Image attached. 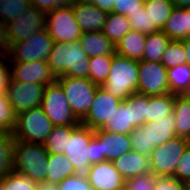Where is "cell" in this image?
<instances>
[{"label":"cell","instance_id":"cell-1","mask_svg":"<svg viewBox=\"0 0 190 190\" xmlns=\"http://www.w3.org/2000/svg\"><path fill=\"white\" fill-rule=\"evenodd\" d=\"M47 64L55 77L88 78L89 57L78 40L54 42Z\"/></svg>","mask_w":190,"mask_h":190},{"label":"cell","instance_id":"cell-2","mask_svg":"<svg viewBox=\"0 0 190 190\" xmlns=\"http://www.w3.org/2000/svg\"><path fill=\"white\" fill-rule=\"evenodd\" d=\"M48 155L43 144L15 140L14 171L35 183L46 182Z\"/></svg>","mask_w":190,"mask_h":190},{"label":"cell","instance_id":"cell-3","mask_svg":"<svg viewBox=\"0 0 190 190\" xmlns=\"http://www.w3.org/2000/svg\"><path fill=\"white\" fill-rule=\"evenodd\" d=\"M138 61L114 53L106 82L101 86L121 101L137 93Z\"/></svg>","mask_w":190,"mask_h":190},{"label":"cell","instance_id":"cell-4","mask_svg":"<svg viewBox=\"0 0 190 190\" xmlns=\"http://www.w3.org/2000/svg\"><path fill=\"white\" fill-rule=\"evenodd\" d=\"M53 127L52 121L39 106L17 114L12 134L16 140L43 144Z\"/></svg>","mask_w":190,"mask_h":190},{"label":"cell","instance_id":"cell-5","mask_svg":"<svg viewBox=\"0 0 190 190\" xmlns=\"http://www.w3.org/2000/svg\"><path fill=\"white\" fill-rule=\"evenodd\" d=\"M56 81L63 88L73 113L81 121L89 112L99 86L89 78L58 76Z\"/></svg>","mask_w":190,"mask_h":190},{"label":"cell","instance_id":"cell-6","mask_svg":"<svg viewBox=\"0 0 190 190\" xmlns=\"http://www.w3.org/2000/svg\"><path fill=\"white\" fill-rule=\"evenodd\" d=\"M40 107L54 126L80 125V120L70 108L64 90L57 81L45 86Z\"/></svg>","mask_w":190,"mask_h":190},{"label":"cell","instance_id":"cell-7","mask_svg":"<svg viewBox=\"0 0 190 190\" xmlns=\"http://www.w3.org/2000/svg\"><path fill=\"white\" fill-rule=\"evenodd\" d=\"M53 44L54 39L44 28L26 40L14 43L8 51L9 62L47 61Z\"/></svg>","mask_w":190,"mask_h":190},{"label":"cell","instance_id":"cell-8","mask_svg":"<svg viewBox=\"0 0 190 190\" xmlns=\"http://www.w3.org/2000/svg\"><path fill=\"white\" fill-rule=\"evenodd\" d=\"M189 140L175 136L156 146L149 156L150 172L155 176H173Z\"/></svg>","mask_w":190,"mask_h":190},{"label":"cell","instance_id":"cell-9","mask_svg":"<svg viewBox=\"0 0 190 190\" xmlns=\"http://www.w3.org/2000/svg\"><path fill=\"white\" fill-rule=\"evenodd\" d=\"M95 130L79 125L68 139L67 151L64 155L72 163L74 175L88 179L90 173V149L89 144Z\"/></svg>","mask_w":190,"mask_h":190},{"label":"cell","instance_id":"cell-10","mask_svg":"<svg viewBox=\"0 0 190 190\" xmlns=\"http://www.w3.org/2000/svg\"><path fill=\"white\" fill-rule=\"evenodd\" d=\"M47 14L31 6L13 21L4 24L5 38L8 47L14 43L26 40L31 34L46 28Z\"/></svg>","mask_w":190,"mask_h":190},{"label":"cell","instance_id":"cell-11","mask_svg":"<svg viewBox=\"0 0 190 190\" xmlns=\"http://www.w3.org/2000/svg\"><path fill=\"white\" fill-rule=\"evenodd\" d=\"M46 30L54 42L70 43L79 40L83 34L72 6L56 8L47 13Z\"/></svg>","mask_w":190,"mask_h":190},{"label":"cell","instance_id":"cell-12","mask_svg":"<svg viewBox=\"0 0 190 190\" xmlns=\"http://www.w3.org/2000/svg\"><path fill=\"white\" fill-rule=\"evenodd\" d=\"M137 93L147 96L170 93L167 68L161 62L138 61Z\"/></svg>","mask_w":190,"mask_h":190},{"label":"cell","instance_id":"cell-13","mask_svg":"<svg viewBox=\"0 0 190 190\" xmlns=\"http://www.w3.org/2000/svg\"><path fill=\"white\" fill-rule=\"evenodd\" d=\"M45 86L34 82H21L10 79L7 90L8 101L16 114L41 105Z\"/></svg>","mask_w":190,"mask_h":190},{"label":"cell","instance_id":"cell-14","mask_svg":"<svg viewBox=\"0 0 190 190\" xmlns=\"http://www.w3.org/2000/svg\"><path fill=\"white\" fill-rule=\"evenodd\" d=\"M121 103L120 99L113 97L99 86L90 110L80 124L92 130L102 129L107 122H110L111 115Z\"/></svg>","mask_w":190,"mask_h":190},{"label":"cell","instance_id":"cell-15","mask_svg":"<svg viewBox=\"0 0 190 190\" xmlns=\"http://www.w3.org/2000/svg\"><path fill=\"white\" fill-rule=\"evenodd\" d=\"M12 80L21 82H34L44 86L56 81L55 75L50 71L47 61L10 62Z\"/></svg>","mask_w":190,"mask_h":190},{"label":"cell","instance_id":"cell-16","mask_svg":"<svg viewBox=\"0 0 190 190\" xmlns=\"http://www.w3.org/2000/svg\"><path fill=\"white\" fill-rule=\"evenodd\" d=\"M88 181L93 190H124L125 185L112 161L91 164Z\"/></svg>","mask_w":190,"mask_h":190},{"label":"cell","instance_id":"cell-17","mask_svg":"<svg viewBox=\"0 0 190 190\" xmlns=\"http://www.w3.org/2000/svg\"><path fill=\"white\" fill-rule=\"evenodd\" d=\"M73 12L77 23L81 27L83 33L85 32H99L102 31L107 12L94 6L93 4H83L75 2L72 5Z\"/></svg>","mask_w":190,"mask_h":190},{"label":"cell","instance_id":"cell-18","mask_svg":"<svg viewBox=\"0 0 190 190\" xmlns=\"http://www.w3.org/2000/svg\"><path fill=\"white\" fill-rule=\"evenodd\" d=\"M112 163L125 180L150 172L149 156L140 154L133 149L114 159Z\"/></svg>","mask_w":190,"mask_h":190},{"label":"cell","instance_id":"cell-19","mask_svg":"<svg viewBox=\"0 0 190 190\" xmlns=\"http://www.w3.org/2000/svg\"><path fill=\"white\" fill-rule=\"evenodd\" d=\"M102 162L113 161L132 150L129 134L108 132L100 129Z\"/></svg>","mask_w":190,"mask_h":190},{"label":"cell","instance_id":"cell-20","mask_svg":"<svg viewBox=\"0 0 190 190\" xmlns=\"http://www.w3.org/2000/svg\"><path fill=\"white\" fill-rule=\"evenodd\" d=\"M175 125L173 113L154 122L144 123L142 126L147 131L148 148L160 146L175 137Z\"/></svg>","mask_w":190,"mask_h":190},{"label":"cell","instance_id":"cell-21","mask_svg":"<svg viewBox=\"0 0 190 190\" xmlns=\"http://www.w3.org/2000/svg\"><path fill=\"white\" fill-rule=\"evenodd\" d=\"M138 127L135 121L134 106L129 99H125L113 112L110 122L102 128L108 132L130 134L134 128Z\"/></svg>","mask_w":190,"mask_h":190},{"label":"cell","instance_id":"cell-22","mask_svg":"<svg viewBox=\"0 0 190 190\" xmlns=\"http://www.w3.org/2000/svg\"><path fill=\"white\" fill-rule=\"evenodd\" d=\"M78 41L89 58L116 53V45L102 31L85 32Z\"/></svg>","mask_w":190,"mask_h":190},{"label":"cell","instance_id":"cell-23","mask_svg":"<svg viewBox=\"0 0 190 190\" xmlns=\"http://www.w3.org/2000/svg\"><path fill=\"white\" fill-rule=\"evenodd\" d=\"M146 34L130 29L116 45V53L135 61H141L145 49Z\"/></svg>","mask_w":190,"mask_h":190},{"label":"cell","instance_id":"cell-24","mask_svg":"<svg viewBox=\"0 0 190 190\" xmlns=\"http://www.w3.org/2000/svg\"><path fill=\"white\" fill-rule=\"evenodd\" d=\"M143 6L150 17V34L163 29L175 8L171 0H144Z\"/></svg>","mask_w":190,"mask_h":190},{"label":"cell","instance_id":"cell-25","mask_svg":"<svg viewBox=\"0 0 190 190\" xmlns=\"http://www.w3.org/2000/svg\"><path fill=\"white\" fill-rule=\"evenodd\" d=\"M74 167L64 154L48 155L46 183L58 185L66 177L74 175Z\"/></svg>","mask_w":190,"mask_h":190},{"label":"cell","instance_id":"cell-26","mask_svg":"<svg viewBox=\"0 0 190 190\" xmlns=\"http://www.w3.org/2000/svg\"><path fill=\"white\" fill-rule=\"evenodd\" d=\"M162 31L171 39L181 41L188 37V16L183 8H174Z\"/></svg>","mask_w":190,"mask_h":190},{"label":"cell","instance_id":"cell-27","mask_svg":"<svg viewBox=\"0 0 190 190\" xmlns=\"http://www.w3.org/2000/svg\"><path fill=\"white\" fill-rule=\"evenodd\" d=\"M173 114L176 121V136L190 140V99L176 95Z\"/></svg>","mask_w":190,"mask_h":190},{"label":"cell","instance_id":"cell-28","mask_svg":"<svg viewBox=\"0 0 190 190\" xmlns=\"http://www.w3.org/2000/svg\"><path fill=\"white\" fill-rule=\"evenodd\" d=\"M177 94L167 93L163 95L149 96L147 106V123L154 122L161 117L173 113L174 102Z\"/></svg>","mask_w":190,"mask_h":190},{"label":"cell","instance_id":"cell-29","mask_svg":"<svg viewBox=\"0 0 190 190\" xmlns=\"http://www.w3.org/2000/svg\"><path fill=\"white\" fill-rule=\"evenodd\" d=\"M78 126H54L43 143L49 154H64L67 151L68 139Z\"/></svg>","mask_w":190,"mask_h":190},{"label":"cell","instance_id":"cell-30","mask_svg":"<svg viewBox=\"0 0 190 190\" xmlns=\"http://www.w3.org/2000/svg\"><path fill=\"white\" fill-rule=\"evenodd\" d=\"M171 39L161 30L146 35L142 60L161 62L162 55Z\"/></svg>","mask_w":190,"mask_h":190},{"label":"cell","instance_id":"cell-31","mask_svg":"<svg viewBox=\"0 0 190 190\" xmlns=\"http://www.w3.org/2000/svg\"><path fill=\"white\" fill-rule=\"evenodd\" d=\"M129 19L121 14L110 12L106 16V20L102 32L117 45L121 38L130 31Z\"/></svg>","mask_w":190,"mask_h":190},{"label":"cell","instance_id":"cell-32","mask_svg":"<svg viewBox=\"0 0 190 190\" xmlns=\"http://www.w3.org/2000/svg\"><path fill=\"white\" fill-rule=\"evenodd\" d=\"M15 140L12 133L0 132V179L14 171Z\"/></svg>","mask_w":190,"mask_h":190},{"label":"cell","instance_id":"cell-33","mask_svg":"<svg viewBox=\"0 0 190 190\" xmlns=\"http://www.w3.org/2000/svg\"><path fill=\"white\" fill-rule=\"evenodd\" d=\"M113 55H100L89 58L88 78L98 86H102L111 69Z\"/></svg>","mask_w":190,"mask_h":190},{"label":"cell","instance_id":"cell-34","mask_svg":"<svg viewBox=\"0 0 190 190\" xmlns=\"http://www.w3.org/2000/svg\"><path fill=\"white\" fill-rule=\"evenodd\" d=\"M170 93L182 95L190 82V67L186 64H180L176 67L167 69Z\"/></svg>","mask_w":190,"mask_h":190},{"label":"cell","instance_id":"cell-35","mask_svg":"<svg viewBox=\"0 0 190 190\" xmlns=\"http://www.w3.org/2000/svg\"><path fill=\"white\" fill-rule=\"evenodd\" d=\"M30 7V0H0V23L13 21Z\"/></svg>","mask_w":190,"mask_h":190},{"label":"cell","instance_id":"cell-36","mask_svg":"<svg viewBox=\"0 0 190 190\" xmlns=\"http://www.w3.org/2000/svg\"><path fill=\"white\" fill-rule=\"evenodd\" d=\"M161 63L167 69L186 63V52L182 41L171 40L165 49Z\"/></svg>","mask_w":190,"mask_h":190},{"label":"cell","instance_id":"cell-37","mask_svg":"<svg viewBox=\"0 0 190 190\" xmlns=\"http://www.w3.org/2000/svg\"><path fill=\"white\" fill-rule=\"evenodd\" d=\"M4 190H37L38 184L26 176L13 171L0 179Z\"/></svg>","mask_w":190,"mask_h":190},{"label":"cell","instance_id":"cell-38","mask_svg":"<svg viewBox=\"0 0 190 190\" xmlns=\"http://www.w3.org/2000/svg\"><path fill=\"white\" fill-rule=\"evenodd\" d=\"M17 114L8 101L6 94L0 95V132L12 133L15 128Z\"/></svg>","mask_w":190,"mask_h":190},{"label":"cell","instance_id":"cell-39","mask_svg":"<svg viewBox=\"0 0 190 190\" xmlns=\"http://www.w3.org/2000/svg\"><path fill=\"white\" fill-rule=\"evenodd\" d=\"M157 176L149 172L125 180L124 190H154Z\"/></svg>","mask_w":190,"mask_h":190},{"label":"cell","instance_id":"cell-40","mask_svg":"<svg viewBox=\"0 0 190 190\" xmlns=\"http://www.w3.org/2000/svg\"><path fill=\"white\" fill-rule=\"evenodd\" d=\"M129 137L133 150L139 152L140 154L150 156L154 148H148L147 131H144L143 126L134 128L129 134Z\"/></svg>","mask_w":190,"mask_h":190},{"label":"cell","instance_id":"cell-41","mask_svg":"<svg viewBox=\"0 0 190 190\" xmlns=\"http://www.w3.org/2000/svg\"><path fill=\"white\" fill-rule=\"evenodd\" d=\"M128 99L134 106L136 124L138 126H142L144 123H147V106L149 104V96L133 93Z\"/></svg>","mask_w":190,"mask_h":190},{"label":"cell","instance_id":"cell-42","mask_svg":"<svg viewBox=\"0 0 190 190\" xmlns=\"http://www.w3.org/2000/svg\"><path fill=\"white\" fill-rule=\"evenodd\" d=\"M127 18L129 19L131 29L146 35L150 34V17L144 6L141 7V10L130 14Z\"/></svg>","mask_w":190,"mask_h":190},{"label":"cell","instance_id":"cell-43","mask_svg":"<svg viewBox=\"0 0 190 190\" xmlns=\"http://www.w3.org/2000/svg\"><path fill=\"white\" fill-rule=\"evenodd\" d=\"M144 0H115L112 12L128 17L141 10Z\"/></svg>","mask_w":190,"mask_h":190},{"label":"cell","instance_id":"cell-44","mask_svg":"<svg viewBox=\"0 0 190 190\" xmlns=\"http://www.w3.org/2000/svg\"><path fill=\"white\" fill-rule=\"evenodd\" d=\"M58 190H93L88 179L76 175L66 177L57 185Z\"/></svg>","mask_w":190,"mask_h":190},{"label":"cell","instance_id":"cell-45","mask_svg":"<svg viewBox=\"0 0 190 190\" xmlns=\"http://www.w3.org/2000/svg\"><path fill=\"white\" fill-rule=\"evenodd\" d=\"M31 6L36 7L38 10L46 14L56 8L72 6L75 0H30Z\"/></svg>","mask_w":190,"mask_h":190},{"label":"cell","instance_id":"cell-46","mask_svg":"<svg viewBox=\"0 0 190 190\" xmlns=\"http://www.w3.org/2000/svg\"><path fill=\"white\" fill-rule=\"evenodd\" d=\"M173 177L182 182L190 179V144L184 150Z\"/></svg>","mask_w":190,"mask_h":190},{"label":"cell","instance_id":"cell-47","mask_svg":"<svg viewBox=\"0 0 190 190\" xmlns=\"http://www.w3.org/2000/svg\"><path fill=\"white\" fill-rule=\"evenodd\" d=\"M11 79L10 62L8 56L0 57V95L7 93Z\"/></svg>","mask_w":190,"mask_h":190},{"label":"cell","instance_id":"cell-48","mask_svg":"<svg viewBox=\"0 0 190 190\" xmlns=\"http://www.w3.org/2000/svg\"><path fill=\"white\" fill-rule=\"evenodd\" d=\"M154 190H184L183 182L173 176H157Z\"/></svg>","mask_w":190,"mask_h":190},{"label":"cell","instance_id":"cell-49","mask_svg":"<svg viewBox=\"0 0 190 190\" xmlns=\"http://www.w3.org/2000/svg\"><path fill=\"white\" fill-rule=\"evenodd\" d=\"M90 164L102 162V149L100 145V129L95 130L90 144Z\"/></svg>","mask_w":190,"mask_h":190},{"label":"cell","instance_id":"cell-50","mask_svg":"<svg viewBox=\"0 0 190 190\" xmlns=\"http://www.w3.org/2000/svg\"><path fill=\"white\" fill-rule=\"evenodd\" d=\"M9 47L6 43L4 25L0 23V57L8 56Z\"/></svg>","mask_w":190,"mask_h":190},{"label":"cell","instance_id":"cell-51","mask_svg":"<svg viewBox=\"0 0 190 190\" xmlns=\"http://www.w3.org/2000/svg\"><path fill=\"white\" fill-rule=\"evenodd\" d=\"M115 0H94L93 5L101 10L110 13L113 10Z\"/></svg>","mask_w":190,"mask_h":190},{"label":"cell","instance_id":"cell-52","mask_svg":"<svg viewBox=\"0 0 190 190\" xmlns=\"http://www.w3.org/2000/svg\"><path fill=\"white\" fill-rule=\"evenodd\" d=\"M181 41L186 52V64L190 67V36Z\"/></svg>","mask_w":190,"mask_h":190},{"label":"cell","instance_id":"cell-53","mask_svg":"<svg viewBox=\"0 0 190 190\" xmlns=\"http://www.w3.org/2000/svg\"><path fill=\"white\" fill-rule=\"evenodd\" d=\"M175 8H189L190 0H171Z\"/></svg>","mask_w":190,"mask_h":190},{"label":"cell","instance_id":"cell-54","mask_svg":"<svg viewBox=\"0 0 190 190\" xmlns=\"http://www.w3.org/2000/svg\"><path fill=\"white\" fill-rule=\"evenodd\" d=\"M37 190H58L57 185L51 183H38Z\"/></svg>","mask_w":190,"mask_h":190},{"label":"cell","instance_id":"cell-55","mask_svg":"<svg viewBox=\"0 0 190 190\" xmlns=\"http://www.w3.org/2000/svg\"><path fill=\"white\" fill-rule=\"evenodd\" d=\"M187 11V16H188V37L190 36V7L189 8H184Z\"/></svg>","mask_w":190,"mask_h":190},{"label":"cell","instance_id":"cell-56","mask_svg":"<svg viewBox=\"0 0 190 190\" xmlns=\"http://www.w3.org/2000/svg\"><path fill=\"white\" fill-rule=\"evenodd\" d=\"M182 95H183L184 97L190 99V82H189V85H188L187 89L185 90V92H184Z\"/></svg>","mask_w":190,"mask_h":190},{"label":"cell","instance_id":"cell-57","mask_svg":"<svg viewBox=\"0 0 190 190\" xmlns=\"http://www.w3.org/2000/svg\"><path fill=\"white\" fill-rule=\"evenodd\" d=\"M184 190H190V179L183 182Z\"/></svg>","mask_w":190,"mask_h":190},{"label":"cell","instance_id":"cell-58","mask_svg":"<svg viewBox=\"0 0 190 190\" xmlns=\"http://www.w3.org/2000/svg\"><path fill=\"white\" fill-rule=\"evenodd\" d=\"M77 3L93 4L94 0H75Z\"/></svg>","mask_w":190,"mask_h":190},{"label":"cell","instance_id":"cell-59","mask_svg":"<svg viewBox=\"0 0 190 190\" xmlns=\"http://www.w3.org/2000/svg\"><path fill=\"white\" fill-rule=\"evenodd\" d=\"M0 190H4L3 186L0 184Z\"/></svg>","mask_w":190,"mask_h":190}]
</instances>
